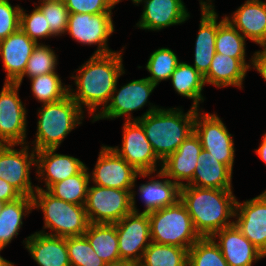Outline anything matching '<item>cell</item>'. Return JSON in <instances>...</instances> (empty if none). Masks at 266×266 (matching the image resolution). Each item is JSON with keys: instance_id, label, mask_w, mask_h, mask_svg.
<instances>
[{"instance_id": "5b68a950", "label": "cell", "mask_w": 266, "mask_h": 266, "mask_svg": "<svg viewBox=\"0 0 266 266\" xmlns=\"http://www.w3.org/2000/svg\"><path fill=\"white\" fill-rule=\"evenodd\" d=\"M33 194V209L41 208L44 213V228H49L59 237L84 235L90 224L84 205L65 202L47 190L36 186Z\"/></svg>"}, {"instance_id": "7dc6e473", "label": "cell", "mask_w": 266, "mask_h": 266, "mask_svg": "<svg viewBox=\"0 0 266 266\" xmlns=\"http://www.w3.org/2000/svg\"><path fill=\"white\" fill-rule=\"evenodd\" d=\"M1 250H3V249L0 248V251ZM0 266H14V264L10 263L9 261H7L6 259H4L0 256Z\"/></svg>"}, {"instance_id": "f6af8a7d", "label": "cell", "mask_w": 266, "mask_h": 266, "mask_svg": "<svg viewBox=\"0 0 266 266\" xmlns=\"http://www.w3.org/2000/svg\"><path fill=\"white\" fill-rule=\"evenodd\" d=\"M259 157L266 163V133L263 135L260 147L255 151Z\"/></svg>"}, {"instance_id": "f1b7e54d", "label": "cell", "mask_w": 266, "mask_h": 266, "mask_svg": "<svg viewBox=\"0 0 266 266\" xmlns=\"http://www.w3.org/2000/svg\"><path fill=\"white\" fill-rule=\"evenodd\" d=\"M139 191L145 201V213L174 205L180 199V186L171 179L151 180L142 184Z\"/></svg>"}, {"instance_id": "d6a6232c", "label": "cell", "mask_w": 266, "mask_h": 266, "mask_svg": "<svg viewBox=\"0 0 266 266\" xmlns=\"http://www.w3.org/2000/svg\"><path fill=\"white\" fill-rule=\"evenodd\" d=\"M215 51L239 59L248 69L245 63V37L225 20L217 30L215 39Z\"/></svg>"}, {"instance_id": "8d00e7d4", "label": "cell", "mask_w": 266, "mask_h": 266, "mask_svg": "<svg viewBox=\"0 0 266 266\" xmlns=\"http://www.w3.org/2000/svg\"><path fill=\"white\" fill-rule=\"evenodd\" d=\"M66 245L71 266H105L85 235L66 237Z\"/></svg>"}, {"instance_id": "60d3db41", "label": "cell", "mask_w": 266, "mask_h": 266, "mask_svg": "<svg viewBox=\"0 0 266 266\" xmlns=\"http://www.w3.org/2000/svg\"><path fill=\"white\" fill-rule=\"evenodd\" d=\"M121 0H64L69 13H111Z\"/></svg>"}, {"instance_id": "9a60e30c", "label": "cell", "mask_w": 266, "mask_h": 266, "mask_svg": "<svg viewBox=\"0 0 266 266\" xmlns=\"http://www.w3.org/2000/svg\"><path fill=\"white\" fill-rule=\"evenodd\" d=\"M155 87L156 85L147 78L133 80L122 86L115 96L114 94L117 92V87L115 86L116 90L111 95V102L100 113L93 115V118H95L93 121L104 118H117L127 114L129 115L127 120H132L130 112L142 108L147 103L148 97Z\"/></svg>"}, {"instance_id": "f907efd6", "label": "cell", "mask_w": 266, "mask_h": 266, "mask_svg": "<svg viewBox=\"0 0 266 266\" xmlns=\"http://www.w3.org/2000/svg\"><path fill=\"white\" fill-rule=\"evenodd\" d=\"M134 3L139 4L140 2H142L143 0H132Z\"/></svg>"}, {"instance_id": "5bb4252c", "label": "cell", "mask_w": 266, "mask_h": 266, "mask_svg": "<svg viewBox=\"0 0 266 266\" xmlns=\"http://www.w3.org/2000/svg\"><path fill=\"white\" fill-rule=\"evenodd\" d=\"M15 144H0V178L6 180L22 196L32 197L36 190L30 181V167L36 165V151L28 154V146L20 151L12 149Z\"/></svg>"}, {"instance_id": "6da1fadb", "label": "cell", "mask_w": 266, "mask_h": 266, "mask_svg": "<svg viewBox=\"0 0 266 266\" xmlns=\"http://www.w3.org/2000/svg\"><path fill=\"white\" fill-rule=\"evenodd\" d=\"M121 56L119 52L93 54L80 67L79 75L72 76L78 91L72 93L69 89V95L81 109L84 104L93 114L99 105L106 107L116 90L119 76L124 73Z\"/></svg>"}, {"instance_id": "4fadbf2b", "label": "cell", "mask_w": 266, "mask_h": 266, "mask_svg": "<svg viewBox=\"0 0 266 266\" xmlns=\"http://www.w3.org/2000/svg\"><path fill=\"white\" fill-rule=\"evenodd\" d=\"M137 175L146 177L149 173H139L111 147L103 146L92 177L97 186L131 190Z\"/></svg>"}, {"instance_id": "83f0119b", "label": "cell", "mask_w": 266, "mask_h": 266, "mask_svg": "<svg viewBox=\"0 0 266 266\" xmlns=\"http://www.w3.org/2000/svg\"><path fill=\"white\" fill-rule=\"evenodd\" d=\"M33 209V199L29 196H21L16 200L6 202L0 213V248H4L21 228L24 212L29 213Z\"/></svg>"}, {"instance_id": "ab89813d", "label": "cell", "mask_w": 266, "mask_h": 266, "mask_svg": "<svg viewBox=\"0 0 266 266\" xmlns=\"http://www.w3.org/2000/svg\"><path fill=\"white\" fill-rule=\"evenodd\" d=\"M20 28L36 42H38V38L54 36L50 32V27L44 14L38 8H35L30 15L24 13L21 8Z\"/></svg>"}, {"instance_id": "1f68e13d", "label": "cell", "mask_w": 266, "mask_h": 266, "mask_svg": "<svg viewBox=\"0 0 266 266\" xmlns=\"http://www.w3.org/2000/svg\"><path fill=\"white\" fill-rule=\"evenodd\" d=\"M87 169L85 167L80 173L53 184L47 191L65 202L85 205L90 180Z\"/></svg>"}, {"instance_id": "7402d4cb", "label": "cell", "mask_w": 266, "mask_h": 266, "mask_svg": "<svg viewBox=\"0 0 266 266\" xmlns=\"http://www.w3.org/2000/svg\"><path fill=\"white\" fill-rule=\"evenodd\" d=\"M25 244L39 266H71L66 237L35 232L26 238Z\"/></svg>"}, {"instance_id": "cb8c5ba5", "label": "cell", "mask_w": 266, "mask_h": 266, "mask_svg": "<svg viewBox=\"0 0 266 266\" xmlns=\"http://www.w3.org/2000/svg\"><path fill=\"white\" fill-rule=\"evenodd\" d=\"M55 151L56 149L36 151L37 173L40 177L46 174L47 190L53 184L80 173L86 167L78 158L56 154Z\"/></svg>"}, {"instance_id": "836d02e7", "label": "cell", "mask_w": 266, "mask_h": 266, "mask_svg": "<svg viewBox=\"0 0 266 266\" xmlns=\"http://www.w3.org/2000/svg\"><path fill=\"white\" fill-rule=\"evenodd\" d=\"M212 237H200L188 250L187 266H229Z\"/></svg>"}, {"instance_id": "7c38bea8", "label": "cell", "mask_w": 266, "mask_h": 266, "mask_svg": "<svg viewBox=\"0 0 266 266\" xmlns=\"http://www.w3.org/2000/svg\"><path fill=\"white\" fill-rule=\"evenodd\" d=\"M111 148L139 173L152 174L156 171L155 165L159 159L138 120L126 121L123 128L122 148Z\"/></svg>"}, {"instance_id": "52a82bcc", "label": "cell", "mask_w": 266, "mask_h": 266, "mask_svg": "<svg viewBox=\"0 0 266 266\" xmlns=\"http://www.w3.org/2000/svg\"><path fill=\"white\" fill-rule=\"evenodd\" d=\"M132 190H121L103 186L88 187L85 210L90 223L115 224L135 208Z\"/></svg>"}, {"instance_id": "ba28073f", "label": "cell", "mask_w": 266, "mask_h": 266, "mask_svg": "<svg viewBox=\"0 0 266 266\" xmlns=\"http://www.w3.org/2000/svg\"><path fill=\"white\" fill-rule=\"evenodd\" d=\"M115 225L120 259L137 265L151 243L148 213L132 211Z\"/></svg>"}, {"instance_id": "74e56055", "label": "cell", "mask_w": 266, "mask_h": 266, "mask_svg": "<svg viewBox=\"0 0 266 266\" xmlns=\"http://www.w3.org/2000/svg\"><path fill=\"white\" fill-rule=\"evenodd\" d=\"M56 62L57 59L53 50L49 46L38 43L28 59L24 74L15 84L20 86L25 74L31 79L35 76L55 72Z\"/></svg>"}, {"instance_id": "f546056e", "label": "cell", "mask_w": 266, "mask_h": 266, "mask_svg": "<svg viewBox=\"0 0 266 266\" xmlns=\"http://www.w3.org/2000/svg\"><path fill=\"white\" fill-rule=\"evenodd\" d=\"M177 93L193 99V108L198 109L199 102L204 100L201 91L205 85L202 76L192 65L179 62L170 77Z\"/></svg>"}, {"instance_id": "3957f363", "label": "cell", "mask_w": 266, "mask_h": 266, "mask_svg": "<svg viewBox=\"0 0 266 266\" xmlns=\"http://www.w3.org/2000/svg\"><path fill=\"white\" fill-rule=\"evenodd\" d=\"M150 108L141 117L133 120L142 124L154 153L163 162L194 132L195 113L198 109L191 107L188 113L184 114L178 108Z\"/></svg>"}, {"instance_id": "603a6c76", "label": "cell", "mask_w": 266, "mask_h": 266, "mask_svg": "<svg viewBox=\"0 0 266 266\" xmlns=\"http://www.w3.org/2000/svg\"><path fill=\"white\" fill-rule=\"evenodd\" d=\"M144 11L137 26L142 29L160 30L187 20L189 14L181 0H144Z\"/></svg>"}, {"instance_id": "2e32d148", "label": "cell", "mask_w": 266, "mask_h": 266, "mask_svg": "<svg viewBox=\"0 0 266 266\" xmlns=\"http://www.w3.org/2000/svg\"><path fill=\"white\" fill-rule=\"evenodd\" d=\"M234 216L236 227L266 256V191L242 204L236 201Z\"/></svg>"}, {"instance_id": "c3c4849f", "label": "cell", "mask_w": 266, "mask_h": 266, "mask_svg": "<svg viewBox=\"0 0 266 266\" xmlns=\"http://www.w3.org/2000/svg\"><path fill=\"white\" fill-rule=\"evenodd\" d=\"M42 2H64V0H43Z\"/></svg>"}, {"instance_id": "b9f144b4", "label": "cell", "mask_w": 266, "mask_h": 266, "mask_svg": "<svg viewBox=\"0 0 266 266\" xmlns=\"http://www.w3.org/2000/svg\"><path fill=\"white\" fill-rule=\"evenodd\" d=\"M20 12L19 5L13 7L8 0H0V40L20 28Z\"/></svg>"}, {"instance_id": "e0dca14e", "label": "cell", "mask_w": 266, "mask_h": 266, "mask_svg": "<svg viewBox=\"0 0 266 266\" xmlns=\"http://www.w3.org/2000/svg\"><path fill=\"white\" fill-rule=\"evenodd\" d=\"M203 147L195 132L191 133L179 146L176 152L172 153L162 163L158 177H169L180 187L184 186L183 181L188 184L193 179L197 168V159ZM180 180V181H178Z\"/></svg>"}, {"instance_id": "8fae6325", "label": "cell", "mask_w": 266, "mask_h": 266, "mask_svg": "<svg viewBox=\"0 0 266 266\" xmlns=\"http://www.w3.org/2000/svg\"><path fill=\"white\" fill-rule=\"evenodd\" d=\"M112 13H69L67 31L81 44H98L94 54H108V37L114 32Z\"/></svg>"}, {"instance_id": "30bf717a", "label": "cell", "mask_w": 266, "mask_h": 266, "mask_svg": "<svg viewBox=\"0 0 266 266\" xmlns=\"http://www.w3.org/2000/svg\"><path fill=\"white\" fill-rule=\"evenodd\" d=\"M19 87L4 83L0 92V144H25L26 110L18 97Z\"/></svg>"}, {"instance_id": "7a4b0ae2", "label": "cell", "mask_w": 266, "mask_h": 266, "mask_svg": "<svg viewBox=\"0 0 266 266\" xmlns=\"http://www.w3.org/2000/svg\"><path fill=\"white\" fill-rule=\"evenodd\" d=\"M180 201L187 208L200 237H212L234 224L229 221L235 215L237 201L232 190L184 185L180 187Z\"/></svg>"}, {"instance_id": "d6986e66", "label": "cell", "mask_w": 266, "mask_h": 266, "mask_svg": "<svg viewBox=\"0 0 266 266\" xmlns=\"http://www.w3.org/2000/svg\"><path fill=\"white\" fill-rule=\"evenodd\" d=\"M219 237L217 243L221 253L229 266H251L254 260H259L265 255L256 248L236 227L232 224L216 232Z\"/></svg>"}, {"instance_id": "ffe728a7", "label": "cell", "mask_w": 266, "mask_h": 266, "mask_svg": "<svg viewBox=\"0 0 266 266\" xmlns=\"http://www.w3.org/2000/svg\"><path fill=\"white\" fill-rule=\"evenodd\" d=\"M202 17L200 21V28L195 43V59L194 68L205 76L211 66L212 59L216 53L215 39L218 27L226 20L223 18L217 23V13L214 11V6L207 4V2H200Z\"/></svg>"}, {"instance_id": "484cf974", "label": "cell", "mask_w": 266, "mask_h": 266, "mask_svg": "<svg viewBox=\"0 0 266 266\" xmlns=\"http://www.w3.org/2000/svg\"><path fill=\"white\" fill-rule=\"evenodd\" d=\"M247 70L248 68L239 59L216 52L204 81L218 88L230 85L241 88Z\"/></svg>"}, {"instance_id": "7bdbcfd3", "label": "cell", "mask_w": 266, "mask_h": 266, "mask_svg": "<svg viewBox=\"0 0 266 266\" xmlns=\"http://www.w3.org/2000/svg\"><path fill=\"white\" fill-rule=\"evenodd\" d=\"M21 196L22 195L12 185L0 178V200L10 202Z\"/></svg>"}, {"instance_id": "d590c367", "label": "cell", "mask_w": 266, "mask_h": 266, "mask_svg": "<svg viewBox=\"0 0 266 266\" xmlns=\"http://www.w3.org/2000/svg\"><path fill=\"white\" fill-rule=\"evenodd\" d=\"M179 60L176 54L169 48H161L150 55L146 69L151 76L146 77L153 84L157 85L162 80L170 79L176 69Z\"/></svg>"}, {"instance_id": "8992f818", "label": "cell", "mask_w": 266, "mask_h": 266, "mask_svg": "<svg viewBox=\"0 0 266 266\" xmlns=\"http://www.w3.org/2000/svg\"><path fill=\"white\" fill-rule=\"evenodd\" d=\"M148 217L152 242L189 250L200 238L180 199L174 205L148 212Z\"/></svg>"}, {"instance_id": "e575fe53", "label": "cell", "mask_w": 266, "mask_h": 266, "mask_svg": "<svg viewBox=\"0 0 266 266\" xmlns=\"http://www.w3.org/2000/svg\"><path fill=\"white\" fill-rule=\"evenodd\" d=\"M30 80L33 95L43 104L57 102L69 94V88L63 87L56 72L35 76Z\"/></svg>"}, {"instance_id": "44dd1931", "label": "cell", "mask_w": 266, "mask_h": 266, "mask_svg": "<svg viewBox=\"0 0 266 266\" xmlns=\"http://www.w3.org/2000/svg\"><path fill=\"white\" fill-rule=\"evenodd\" d=\"M232 20L225 19L243 36L261 47H266V3L260 0H247L233 13Z\"/></svg>"}, {"instance_id": "4dcf8cb0", "label": "cell", "mask_w": 266, "mask_h": 266, "mask_svg": "<svg viewBox=\"0 0 266 266\" xmlns=\"http://www.w3.org/2000/svg\"><path fill=\"white\" fill-rule=\"evenodd\" d=\"M188 250L151 242L136 266H187Z\"/></svg>"}, {"instance_id": "f35d334b", "label": "cell", "mask_w": 266, "mask_h": 266, "mask_svg": "<svg viewBox=\"0 0 266 266\" xmlns=\"http://www.w3.org/2000/svg\"><path fill=\"white\" fill-rule=\"evenodd\" d=\"M37 8L44 14L53 35L66 33L69 11L64 2H41Z\"/></svg>"}, {"instance_id": "681fc988", "label": "cell", "mask_w": 266, "mask_h": 266, "mask_svg": "<svg viewBox=\"0 0 266 266\" xmlns=\"http://www.w3.org/2000/svg\"><path fill=\"white\" fill-rule=\"evenodd\" d=\"M5 203H6L5 201L0 200V213L2 212V209L5 205Z\"/></svg>"}, {"instance_id": "4316f807", "label": "cell", "mask_w": 266, "mask_h": 266, "mask_svg": "<svg viewBox=\"0 0 266 266\" xmlns=\"http://www.w3.org/2000/svg\"><path fill=\"white\" fill-rule=\"evenodd\" d=\"M94 252L106 263L122 261L115 224L90 223L84 233Z\"/></svg>"}, {"instance_id": "ee69618b", "label": "cell", "mask_w": 266, "mask_h": 266, "mask_svg": "<svg viewBox=\"0 0 266 266\" xmlns=\"http://www.w3.org/2000/svg\"><path fill=\"white\" fill-rule=\"evenodd\" d=\"M252 64L266 81V47H264L263 51L255 52Z\"/></svg>"}, {"instance_id": "ac0fdd59", "label": "cell", "mask_w": 266, "mask_h": 266, "mask_svg": "<svg viewBox=\"0 0 266 266\" xmlns=\"http://www.w3.org/2000/svg\"><path fill=\"white\" fill-rule=\"evenodd\" d=\"M37 44L21 28L0 40V55L7 71L5 83H15L24 74Z\"/></svg>"}, {"instance_id": "d4e9b609", "label": "cell", "mask_w": 266, "mask_h": 266, "mask_svg": "<svg viewBox=\"0 0 266 266\" xmlns=\"http://www.w3.org/2000/svg\"><path fill=\"white\" fill-rule=\"evenodd\" d=\"M196 165L193 179L184 185L231 190L232 171L225 164L210 156L207 150L202 149Z\"/></svg>"}, {"instance_id": "9c48e42d", "label": "cell", "mask_w": 266, "mask_h": 266, "mask_svg": "<svg viewBox=\"0 0 266 266\" xmlns=\"http://www.w3.org/2000/svg\"><path fill=\"white\" fill-rule=\"evenodd\" d=\"M195 113L194 132L199 137L203 149L231 171L234 162V142L224 123L215 114ZM199 117V118H198Z\"/></svg>"}, {"instance_id": "bcb514c9", "label": "cell", "mask_w": 266, "mask_h": 266, "mask_svg": "<svg viewBox=\"0 0 266 266\" xmlns=\"http://www.w3.org/2000/svg\"><path fill=\"white\" fill-rule=\"evenodd\" d=\"M105 266H136V265L129 263V262H126V261H119L116 263L105 264Z\"/></svg>"}, {"instance_id": "277c9868", "label": "cell", "mask_w": 266, "mask_h": 266, "mask_svg": "<svg viewBox=\"0 0 266 266\" xmlns=\"http://www.w3.org/2000/svg\"><path fill=\"white\" fill-rule=\"evenodd\" d=\"M83 111L68 94L63 99L43 104L39 111L35 151L57 149L69 132L81 124Z\"/></svg>"}]
</instances>
